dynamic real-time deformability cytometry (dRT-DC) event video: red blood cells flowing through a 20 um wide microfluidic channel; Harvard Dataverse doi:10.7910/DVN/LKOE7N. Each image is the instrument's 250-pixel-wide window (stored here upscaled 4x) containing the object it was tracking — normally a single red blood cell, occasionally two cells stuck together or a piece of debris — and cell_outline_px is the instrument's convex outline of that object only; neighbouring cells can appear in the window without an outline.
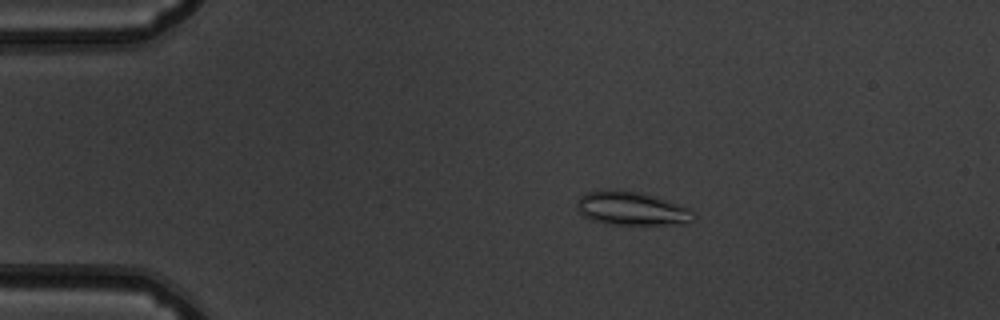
{"species": "common noctule bat (a hibernating species)", "species_latin": "Nyctalus noctula", "temperature_condition": "warm", "stored_images_in_passage": 53, "camera_frame_rate_fps": 3000, "um_per_image_px": 0.085, "animal": {"sex": "male", "body_mass_g": 19.5, "forearm_length_mm": 54.6}, "frame": {"image": 1, "passage_image": 11, "time_ms": 3.333, "image_size_px": [1000, 320], "cell_outline_px": [[696, 220], [688, 224], [608, 224], [592, 220], [584, 216], [580, 212], [576, 204], [580, 196], [588, 192], [640, 192], [656, 196], [688, 208], [696, 216]], "centroid_in_image_um": [53.76, 17.77], "position_along_channel_um": 31.2, "area_um2": 22.25}}
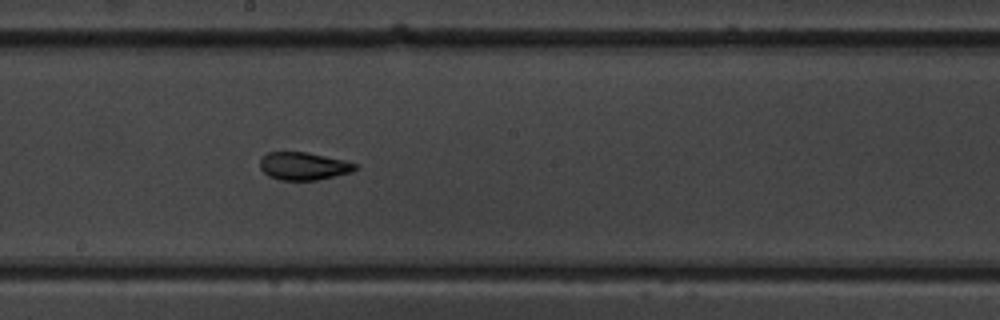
{"frame": {"image": 2, "passage_image": 30, "time_ms": 9.667, "image_size_px": [1000, 320], "cell_outline_px": [[360, 168], [352, 172], [316, 180], [280, 180], [268, 176], [260, 168], [260, 160], [268, 152], [308, 152], [344, 160], [356, 164]], "centroid_in_image_um": [25.82, 14.12], "position_along_channel_um": 222.4, "area_um2": 15.43}}
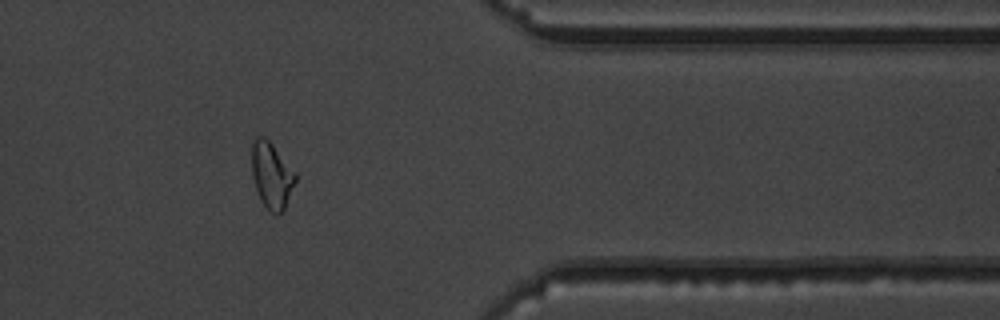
{"frame": {"image": 3, "passage_image": 44, "time_ms": 14.333, "image_size_px": [1000, 320], "cell_outline_px": [[296, 180], [284, 212], [276, 216], [260, 200], [252, 176], [252, 140], [256, 136], [264, 136], [272, 144], [296, 172]], "centroid_in_image_um": [23.09, 14.91], "position_along_channel_um": 388.3, "area_um2": 16.94}, "authors_computed_cell_mechanics": {"area_um2": 17.1666, "velocity_mm_per_s": 3.8985, "shape_relaxation_time_tau1_ms": 8.085, "shape_relaxation_time_tau2_ms": 2.1104, "deformation_change_tau1": 0.197, "deformation_change_tau2": 0.0791}}